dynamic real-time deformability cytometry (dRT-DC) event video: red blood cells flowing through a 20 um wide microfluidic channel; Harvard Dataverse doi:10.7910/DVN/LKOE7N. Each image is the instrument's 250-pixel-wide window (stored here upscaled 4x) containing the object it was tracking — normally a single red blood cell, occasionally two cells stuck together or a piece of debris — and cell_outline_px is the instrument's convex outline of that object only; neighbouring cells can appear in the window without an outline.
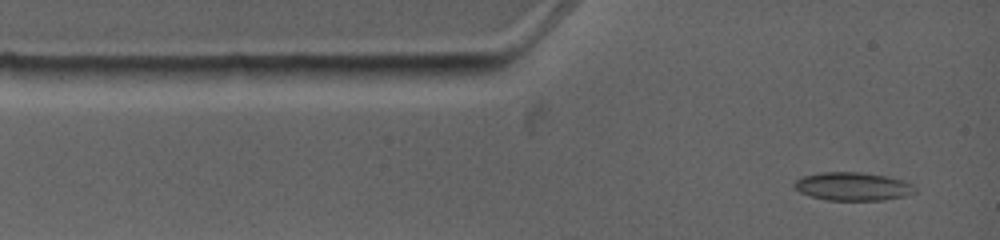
{"species": "common noctule bat (a hibernating species)", "species_latin": "Nyctalus noctula", "temperature_condition": "warm", "stored_images_in_passage": 7, "camera_frame_rate_fps": 4500, "um_per_image_px": 0.085, "animal": {"sex": "female", "body_mass_g": 19.0, "forearm_length_mm": 53.3}, "frame": {"image": 1, "passage_image": 1, "time_ms": 0.0, "image_size_px": [1000, 240], "cell_outline_px": [[916, 192], [904, 196], [884, 200], [828, 200], [812, 196], [800, 192], [792, 184], [800, 176], [820, 172], [860, 172], [888, 176], [904, 180], [912, 184], [916, 188]], "centroid_in_image_um": [72.5, 15.83], "position_along_channel_um": 12.5, "area_um2": 20.0}}
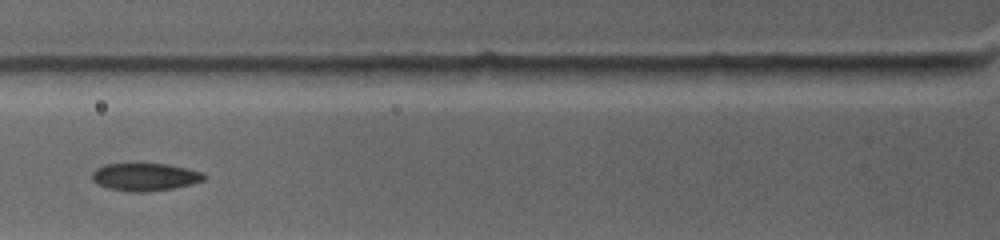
{"frame": {"image": 2, "passage_image": 5, "time_ms": 3.333, "image_size_px": [1000, 240], "cell_outline_px": [[208, 176], [204, 180], [192, 184], [172, 188], [148, 192], [128, 192], [108, 188], [96, 184], [92, 180], [92, 172], [96, 168], [104, 164], [136, 160], [164, 164], [204, 172]], "centroid_in_image_um": [12.27, 14.99], "position_along_channel_um": 113.5, "area_um2": 19.02}}
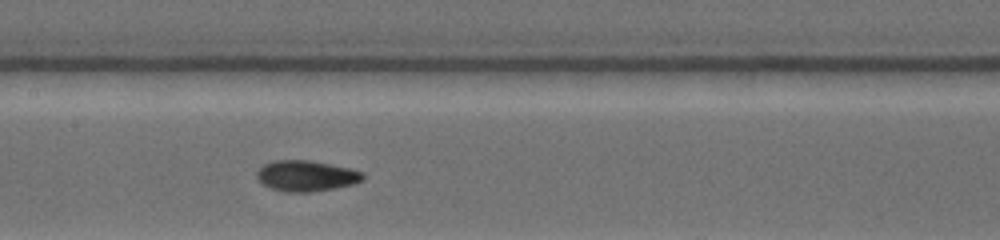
{"frame": {"image": 3, "passage_image": 7, "time_ms": 5.111, "image_size_px": [1000, 240], "cell_outline_px": [[364, 180], [352, 184], [336, 188], [312, 192], [284, 192], [272, 188], [256, 180], [256, 172], [264, 164], [272, 160], [312, 160], [348, 168], [364, 172]], "centroid_in_image_um": [26.02, 14.95], "position_along_channel_um": 181.4, "area_um2": 19.19}}